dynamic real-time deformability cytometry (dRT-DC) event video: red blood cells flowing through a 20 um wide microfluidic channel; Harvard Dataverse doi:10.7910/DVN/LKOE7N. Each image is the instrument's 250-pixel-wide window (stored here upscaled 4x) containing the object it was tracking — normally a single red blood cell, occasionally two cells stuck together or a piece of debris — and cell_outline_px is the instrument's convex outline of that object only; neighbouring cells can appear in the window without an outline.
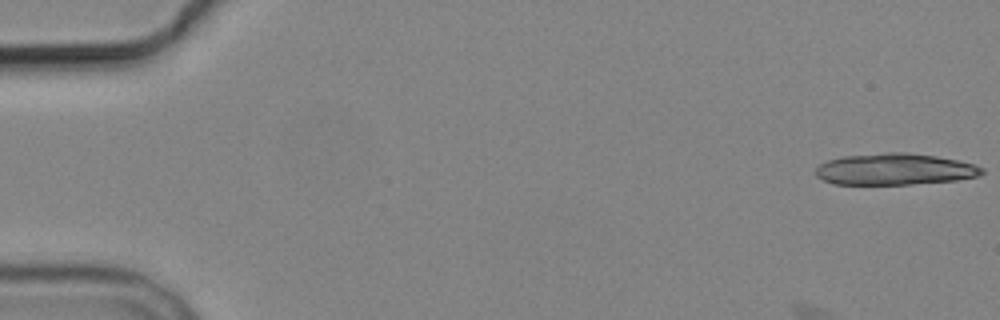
{"species": "common noctule bat (a hibernating species)", "species_latin": "Nyctalus noctula", "temperature_condition": "cold", "stored_images_in_passage": 10, "segment_of_instrument_passage": [1, 2], "camera_frame_rate_fps": 3000, "um_per_image_px": 0.085, "animal": {"sex": "male", "body_mass_g": 19.2, "forearm_length_mm": 51.8}, "frame": {"image": 1, "passage_image": 1, "time_ms": 0.0, "image_size_px": [1000, 320], "cell_outline_px": [[984, 172], [980, 176], [956, 180], [912, 184], [836, 184], [824, 180], [816, 176], [816, 168], [820, 164], [828, 160], [844, 156], [888, 152], [908, 152], [936, 156], [956, 160], [972, 164], [984, 168]], "centroid_in_image_um": [76.07, 14.38], "position_along_channel_um": 8.9, "area_um2": 30.4}}